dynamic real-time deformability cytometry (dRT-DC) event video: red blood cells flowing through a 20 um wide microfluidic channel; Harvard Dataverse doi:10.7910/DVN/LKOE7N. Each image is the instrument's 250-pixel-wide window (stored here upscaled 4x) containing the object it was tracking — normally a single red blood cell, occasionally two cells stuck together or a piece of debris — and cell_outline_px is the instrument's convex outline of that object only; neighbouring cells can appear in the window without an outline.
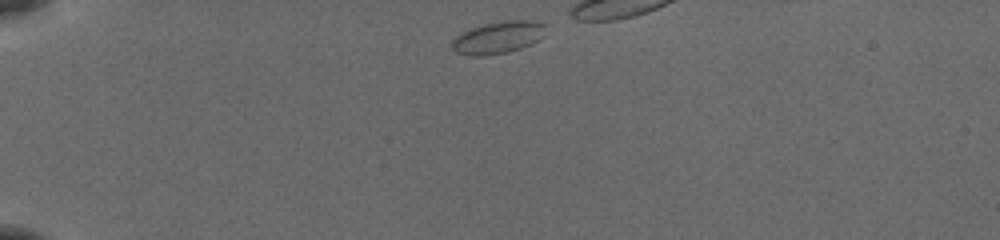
{"species": "common noctule bat (a hibernating species)", "species_latin": "Nyctalus noctula", "temperature_condition": "cold", "stored_images_in_passage": 16, "camera_frame_rate_fps": 3000, "um_per_image_px": 0.085, "animal": {"sex": "female", "body_mass_g": 19.5, "forearm_length_mm": 54.1}, "frame": {"image": 1, "passage_image": 1, "time_ms": 0.0, "image_size_px": [1000, 240], "cell_outline_px": [[548, 24], [544, 36], [520, 48], [508, 52], [484, 56], [472, 56], [456, 52], [452, 48], [452, 40], [456, 36], [472, 28], [484, 24], [512, 20], [536, 20]], "centroid_in_image_um": [42.38, 3.18], "position_along_channel_um": 42.6, "area_um2": 17.51}}
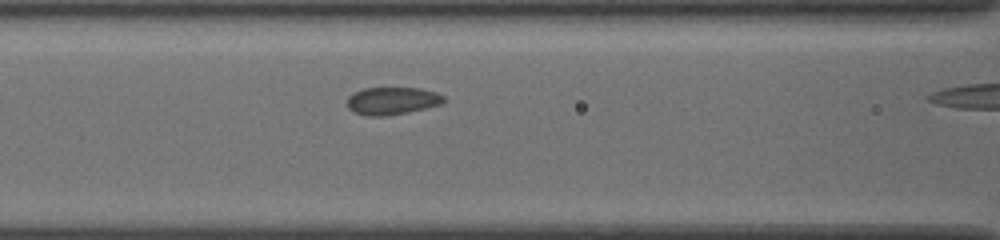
{"frame": {"image": 2, "passage_image": 12, "time_ms": 3.667, "image_size_px": [1000, 240], "cell_outline_px": [[448, 100], [444, 104], [408, 112], [384, 116], [368, 116], [352, 112], [348, 108], [348, 96], [364, 88], [420, 88], [436, 92], [444, 96]], "centroid_in_image_um": [33.38, 8.57], "position_along_channel_um": 133.2, "area_um2": 15.66}}